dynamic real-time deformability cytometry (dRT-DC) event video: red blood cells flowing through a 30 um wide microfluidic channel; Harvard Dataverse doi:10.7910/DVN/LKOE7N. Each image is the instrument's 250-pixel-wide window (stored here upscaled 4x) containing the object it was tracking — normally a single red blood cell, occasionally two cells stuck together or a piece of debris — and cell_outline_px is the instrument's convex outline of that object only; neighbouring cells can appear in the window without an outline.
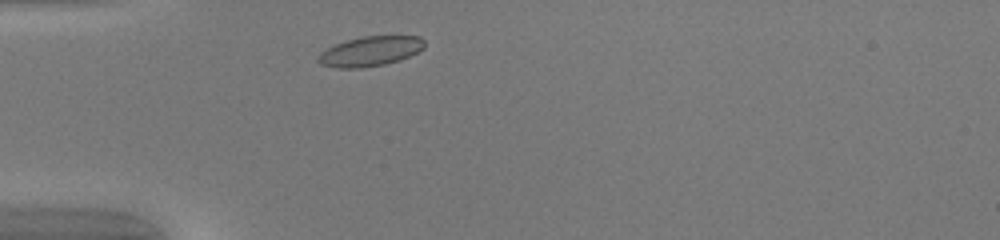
{"species": "common noctule bat (a hibernating species)", "species_latin": "Nyctalus noctula", "temperature_condition": "warm", "stored_images_in_passage": 33, "camera_frame_rate_fps": 3000, "um_per_image_px": 0.085, "animal": {"sex": "female", "body_mass_g": 20.0, "forearm_length_mm": 54.0}, "frame": {"image": 1, "passage_image": 3, "time_ms": 0.667, "image_size_px": [1000, 240], "cell_outline_px": [[424, 48], [400, 60], [384, 64], [360, 68], [336, 68], [320, 64], [316, 60], [316, 56], [320, 52], [336, 44], [348, 40], [364, 36], [420, 36], [424, 40]], "centroid_in_image_um": [31.44, 4.36], "position_along_channel_um": 53.6, "area_um2": 18.38}}
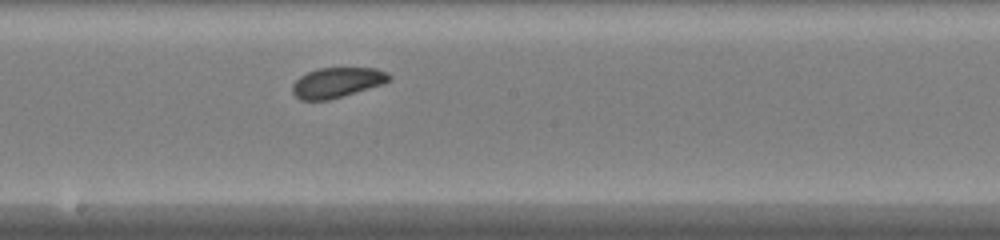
{"frame": {"image": 2, "passage_image": 16, "time_ms": 5.0, "image_size_px": [1000, 240], "cell_outline_px": [[392, 76], [384, 84], [344, 96], [328, 100], [300, 100], [292, 92], [292, 84], [300, 76], [316, 68], [376, 68], [388, 72]], "centroid_in_image_um": [28.66, 7.01], "position_along_channel_um": 219.5, "area_um2": 17.11}}
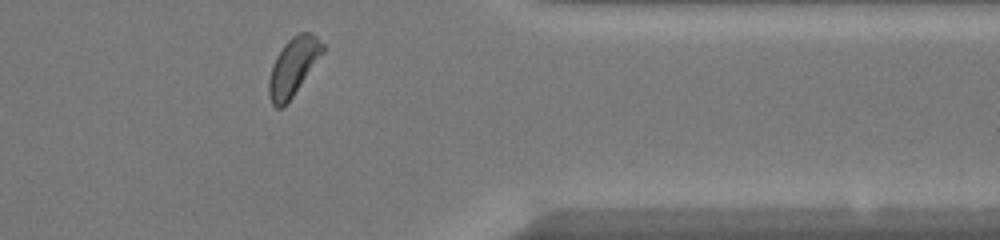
{"frame": {"image": 3, "passage_image": 29, "time_ms": 9.333, "image_size_px": [1000, 240], "cell_outline_px": [[324, 52], [284, 108], [276, 108], [272, 104], [268, 96], [268, 80], [272, 64], [276, 56], [284, 44], [292, 36], [300, 32], [312, 32], [324, 44]], "centroid_in_image_um": [24.91, 5.67], "position_along_channel_um": 386.5, "area_um2": 18.26}, "authors_computed_cell_mechanics": {"area_um2": 17.4556, "velocity_mm_per_s": 4.1298, "shape_relaxation_time_tau1_ms": 6.4016, "shape_relaxation_time_tau2_ms": 2.005, "deformation_change_tau1": 0.1151, "deformation_change_tau2": 0.0679}}